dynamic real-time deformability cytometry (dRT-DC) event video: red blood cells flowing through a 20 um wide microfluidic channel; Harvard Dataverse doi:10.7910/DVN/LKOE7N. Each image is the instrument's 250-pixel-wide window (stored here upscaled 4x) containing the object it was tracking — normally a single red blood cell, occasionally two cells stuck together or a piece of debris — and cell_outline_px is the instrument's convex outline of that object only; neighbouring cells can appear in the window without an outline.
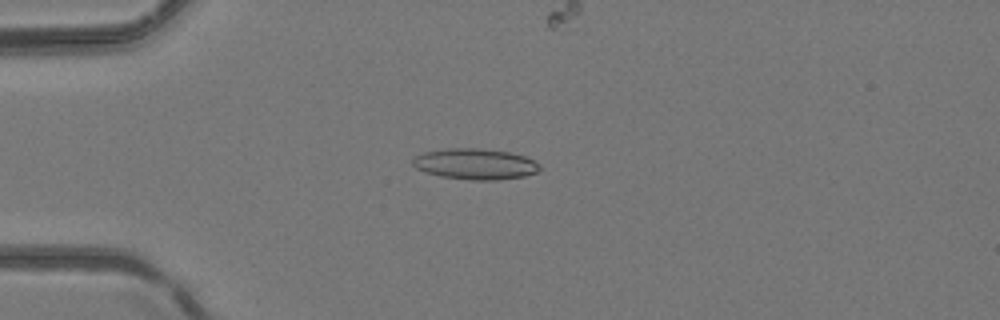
{"species": "common noctule bat (a hibernating species)", "species_latin": "Nyctalus noctula", "temperature_condition": "room temperature", "stored_images_in_passage": 47, "camera_frame_rate_fps": 3000, "um_per_image_px": 0.085, "animal": {"sex": "female", "body_mass_g": 24.6, "forearm_length_mm": 56.2}, "frame": {"image": 1, "passage_image": 14, "time_ms": 4.333, "image_size_px": [1000, 320], "cell_outline_px": [[540, 168], [536, 172], [524, 176], [496, 180], [472, 180], [440, 176], [424, 172], [416, 168], [412, 164], [412, 160], [416, 156], [424, 152], [444, 148], [476, 148], [508, 152], [524, 156], [540, 164]], "centroid_in_image_um": [40.36, 13.94], "position_along_channel_um": 44.6, "area_um2": 22.77}}
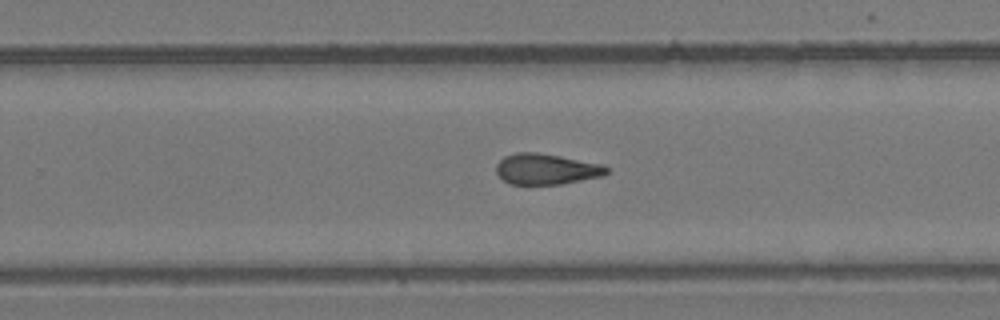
{"frame": {"image": 2, "passage_image": 32, "time_ms": 10.333, "image_size_px": [1000, 320], "cell_outline_px": [[608, 172], [600, 176], [560, 184], [508, 184], [496, 172], [496, 164], [504, 156], [516, 152], [536, 152], [560, 156], [604, 164], [608, 168]], "centroid_in_image_um": [46.41, 14.36], "position_along_channel_um": 283.4, "area_um2": 19.71}}
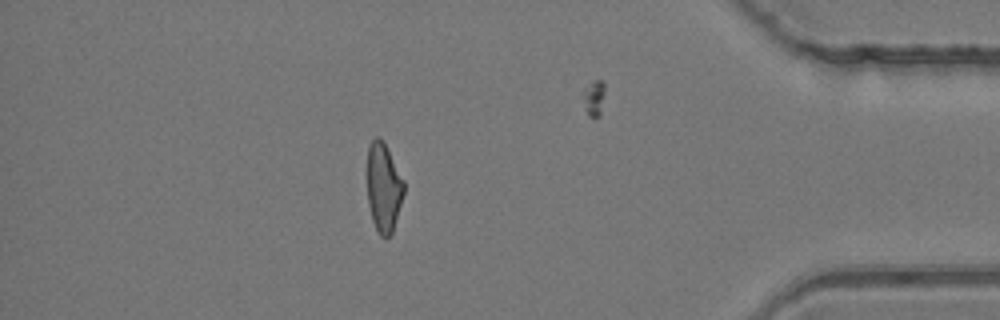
{"frame": {"image": 3, "passage_image": 43, "time_ms": 14.0, "image_size_px": [1000, 320], "cell_outline_px": [[404, 192], [392, 232], [388, 236], [380, 236], [372, 220], [368, 204], [368, 144], [376, 136], [380, 136], [384, 140], [404, 180]], "centroid_in_image_um": [32.6, 15.87], "position_along_channel_um": 402.6, "area_um2": 18.96}}